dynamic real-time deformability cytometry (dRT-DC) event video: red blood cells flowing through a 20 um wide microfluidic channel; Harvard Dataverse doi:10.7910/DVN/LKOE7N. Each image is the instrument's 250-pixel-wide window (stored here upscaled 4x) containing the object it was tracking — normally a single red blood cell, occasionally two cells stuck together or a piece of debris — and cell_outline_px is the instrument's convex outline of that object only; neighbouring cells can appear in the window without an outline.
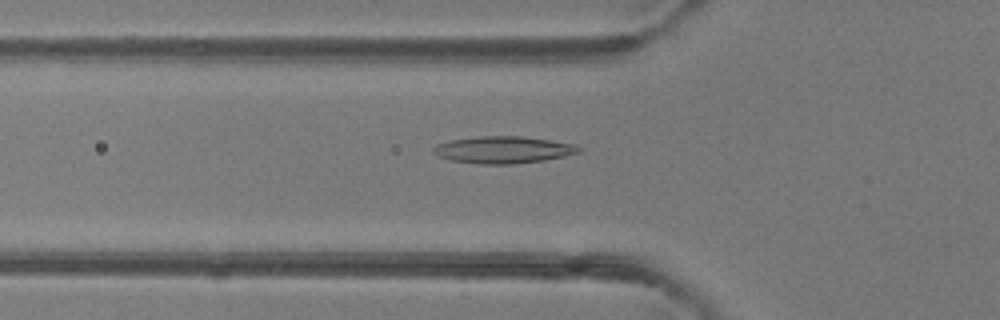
{"species": "common noctule bat (a hibernating species)", "species_latin": "Nyctalus noctula", "temperature_condition": "room temperature", "stored_images_in_passage": 49, "camera_frame_rate_fps": 3000, "um_per_image_px": 0.085, "animal": {"sex": "female"}, "frame": {"image": 1, "passage_image": 17, "time_ms": 5.333, "image_size_px": [1000, 320], "cell_outline_px": [[580, 152], [564, 156], [544, 160], [512, 164], [476, 164], [452, 160], [436, 156], [432, 152], [432, 148], [436, 144], [448, 140], [480, 136], [524, 136], [576, 144], [580, 148]], "centroid_in_image_um": [42.73, 12.73], "position_along_channel_um": 83.1, "area_um2": 23.06}}
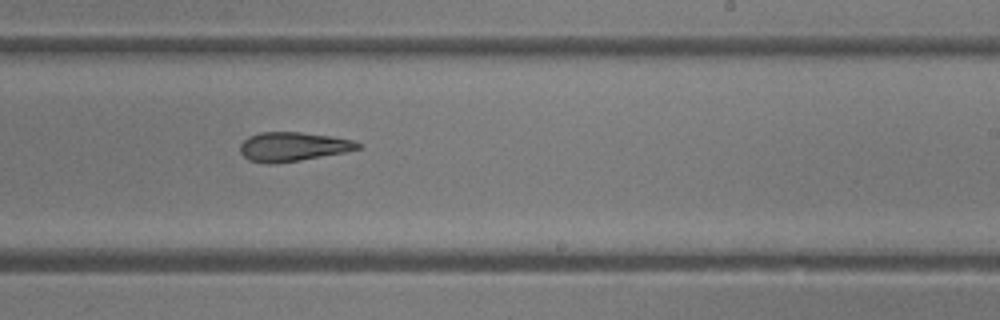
{"frame": {"image": 2, "passage_image": 30, "time_ms": 9.667, "image_size_px": [1000, 320], "cell_outline_px": [[364, 148], [344, 152], [300, 160], [248, 160], [240, 152], [240, 144], [248, 136], [260, 132], [300, 132], [332, 136], [352, 140], [364, 144]], "centroid_in_image_um": [24.99, 12.41], "position_along_channel_um": 264.0, "area_um2": 19.31}}
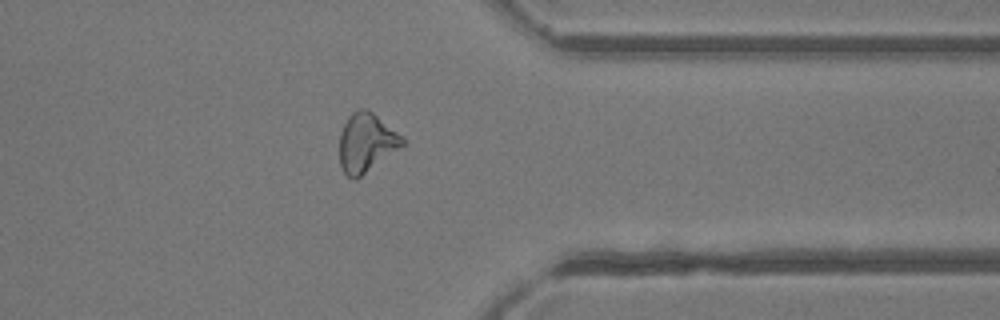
{"frame": {"image": 3, "passage_image": 39, "time_ms": 12.667, "image_size_px": [1000, 320], "cell_outline_px": [[404, 144], [356, 180], [352, 180], [344, 172], [340, 164], [340, 132], [348, 116], [352, 112], [360, 108], [364, 108], [372, 112], [404, 136]], "centroid_in_image_um": [31.13, 12.12], "position_along_channel_um": 380.3, "area_um2": 21.44}}